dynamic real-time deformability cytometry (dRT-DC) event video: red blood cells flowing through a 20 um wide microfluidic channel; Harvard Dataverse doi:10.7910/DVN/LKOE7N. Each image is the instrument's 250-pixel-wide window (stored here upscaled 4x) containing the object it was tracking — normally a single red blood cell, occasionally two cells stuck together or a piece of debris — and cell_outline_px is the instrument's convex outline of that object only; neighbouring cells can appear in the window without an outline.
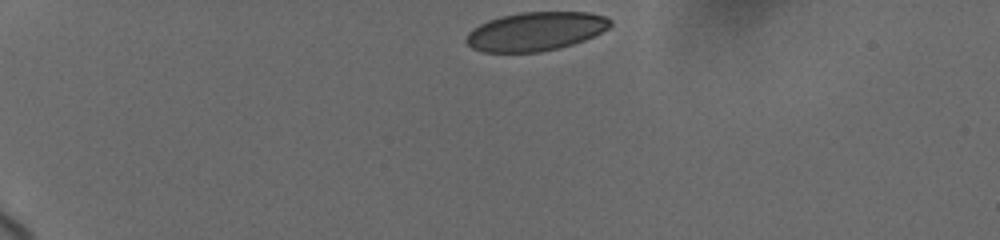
{"species": "human", "species_latin": "Homo sapiens", "temperature_condition": "cold", "stored_images_in_passage": 47, "camera_frame_rate_fps": 3000, "um_per_image_px": 0.085, "donor": {"sex": "female"}, "frame": {"image": 1, "passage_image": 1, "time_ms": 0.0, "image_size_px": [1000, 240], "cell_outline_px": [[612, 24], [608, 28], [584, 40], [572, 44], [540, 52], [484, 52], [472, 48], [464, 40], [468, 32], [472, 28], [488, 20], [500, 16], [520, 12], [588, 12], [604, 16], [612, 20]], "centroid_in_image_um": [45.49, 2.66], "position_along_channel_um": 39.5, "area_um2": 32.48}}
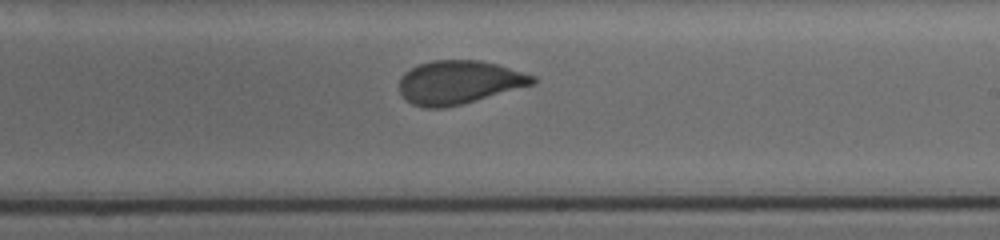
{"frame": {"image": 2, "passage_image": 25, "time_ms": 7.667, "image_size_px": [1000, 240], "cell_outline_px": [[536, 84], [464, 104], [444, 108], [424, 108], [412, 104], [400, 92], [400, 76], [404, 72], [420, 64], [432, 60], [480, 60], [496, 64], [536, 76]], "centroid_in_image_um": [39.04, 7.0], "position_along_channel_um": 250.0, "area_um2": 33.93}}
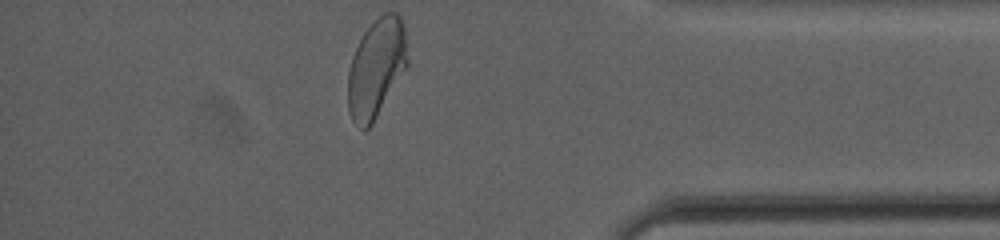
{"frame": {"image": 3, "passage_image": 47, "time_ms": 12.333, "image_size_px": [1000, 240], "cell_outline_px": [[408, 64], [372, 124], [364, 132], [352, 120], [348, 112], [348, 72], [352, 56], [364, 32], [384, 12], [396, 12], [400, 16], [404, 24], [408, 60]], "centroid_in_image_um": [31.98, 5.79], "position_along_channel_um": 403.2, "area_um2": 34.04}, "authors_computed_cell_mechanics": {"area_um2": 34.2754, "velocity_mm_per_s": 3.6853, "shape_relaxation_time_tau1_ms": 6.2485, "shape_relaxation_time_tau2_ms": null, "deformation_change_tau1": 0.152, "deformation_change_tau2": null}}